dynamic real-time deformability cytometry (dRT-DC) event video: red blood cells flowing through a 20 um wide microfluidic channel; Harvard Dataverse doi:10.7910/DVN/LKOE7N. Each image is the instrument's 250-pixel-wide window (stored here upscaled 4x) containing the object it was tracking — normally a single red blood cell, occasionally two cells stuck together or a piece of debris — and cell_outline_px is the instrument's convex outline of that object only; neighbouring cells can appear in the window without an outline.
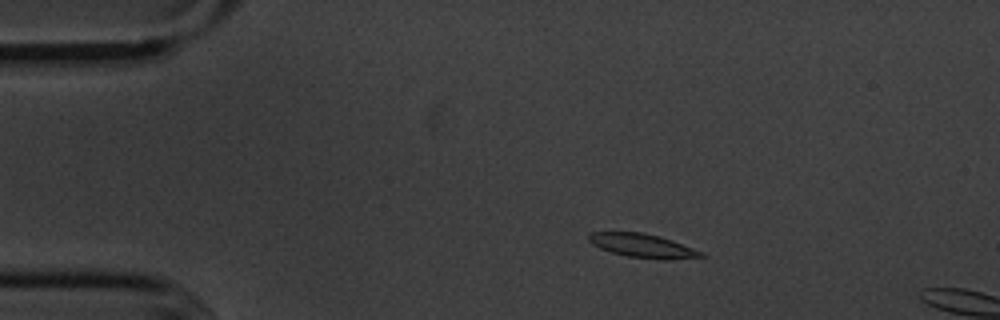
{"species": "common noctule bat (a hibernating species)", "species_latin": "Nyctalus noctula", "temperature_condition": "cold", "stored_images_in_passage": 4, "camera_frame_rate_fps": 3000, "um_per_image_px": 0.085, "animal": {"sex": "male", "body_mass_g": 20.1, "forearm_length_mm": 53.5}, "frame": {"image": 1, "passage_image": 3, "time_ms": 2.333, "image_size_px": [1000, 320], "cell_outline_px": [[708, 256], [668, 260], [660, 260], [628, 256], [612, 252], [600, 248], [592, 244], [588, 240], [588, 232], [640, 232], [660, 236], [672, 240], [704, 252]], "centroid_in_image_um": [54.65, 20.89], "position_along_channel_um": 30.3, "area_um2": 15.66}}